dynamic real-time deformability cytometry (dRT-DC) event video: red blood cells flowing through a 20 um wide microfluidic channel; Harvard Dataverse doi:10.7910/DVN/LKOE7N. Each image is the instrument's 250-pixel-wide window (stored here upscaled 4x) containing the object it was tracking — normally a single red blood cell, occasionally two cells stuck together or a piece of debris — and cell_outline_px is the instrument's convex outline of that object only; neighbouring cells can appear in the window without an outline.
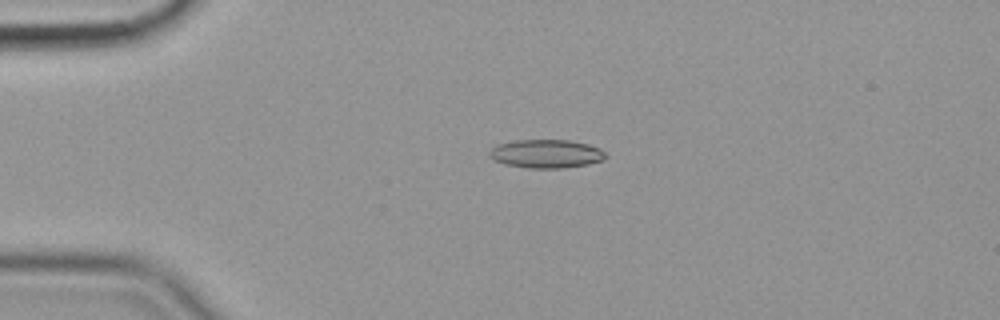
{"species": "common noctule bat (a hibernating species)", "species_latin": "Nyctalus noctula", "temperature_condition": "cold", "stored_images_in_passage": 56, "camera_frame_rate_fps": 3000, "um_per_image_px": 0.085, "animal": {"sex": "female", "body_mass_g": 19.9}, "frame": {"image": 1, "passage_image": 13, "time_ms": 4.0, "image_size_px": [1000, 320], "cell_outline_px": [[608, 156], [604, 160], [588, 164], [564, 168], [528, 168], [504, 164], [492, 160], [488, 156], [488, 152], [496, 144], [512, 140], [568, 140], [588, 144], [600, 148]], "centroid_in_image_um": [46.4, 13.07], "position_along_channel_um": 38.6, "area_um2": 19.59}}
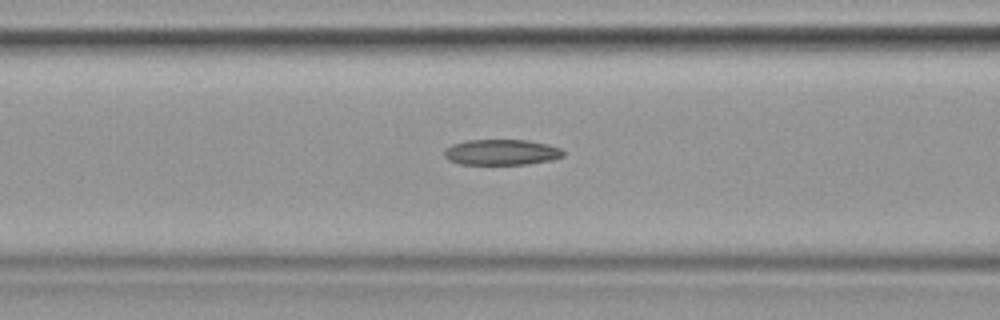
{"frame": {"image": 2, "passage_image": 23, "time_ms": 7.333, "image_size_px": [1000, 320], "cell_outline_px": [[564, 156], [552, 160], [528, 164], [460, 164], [448, 160], [444, 156], [444, 148], [452, 144], [468, 140], [528, 140], [548, 144], [560, 148], [564, 152]], "centroid_in_image_um": [42.62, 12.94], "position_along_channel_um": 124.0, "area_um2": 17.92}}
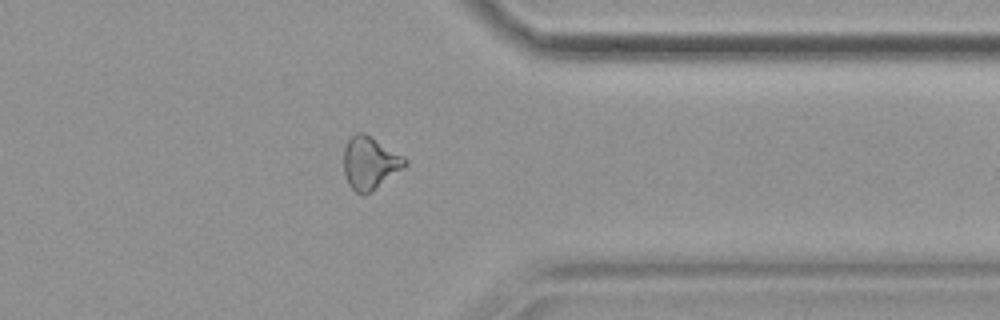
{"frame": {"image": 3, "passage_image": 45, "time_ms": 14.667, "image_size_px": [1000, 320], "cell_outline_px": [[408, 164], [368, 192], [356, 192], [348, 184], [344, 172], [344, 148], [348, 140], [356, 132], [364, 132], [404, 156], [408, 160]], "centroid_in_image_um": [31.43, 13.79], "position_along_channel_um": 380.0, "area_um2": 18.26}, "authors_computed_cell_mechanics": {"area_um2": 18.5538, "velocity_mm_per_s": 3.5755, "shape_relaxation_time_tau1_ms": 8.9374, "shape_relaxation_time_tau2_ms": 5.1801, "deformation_change_tau1": 0.1829, "deformation_change_tau2": 0.1496}}